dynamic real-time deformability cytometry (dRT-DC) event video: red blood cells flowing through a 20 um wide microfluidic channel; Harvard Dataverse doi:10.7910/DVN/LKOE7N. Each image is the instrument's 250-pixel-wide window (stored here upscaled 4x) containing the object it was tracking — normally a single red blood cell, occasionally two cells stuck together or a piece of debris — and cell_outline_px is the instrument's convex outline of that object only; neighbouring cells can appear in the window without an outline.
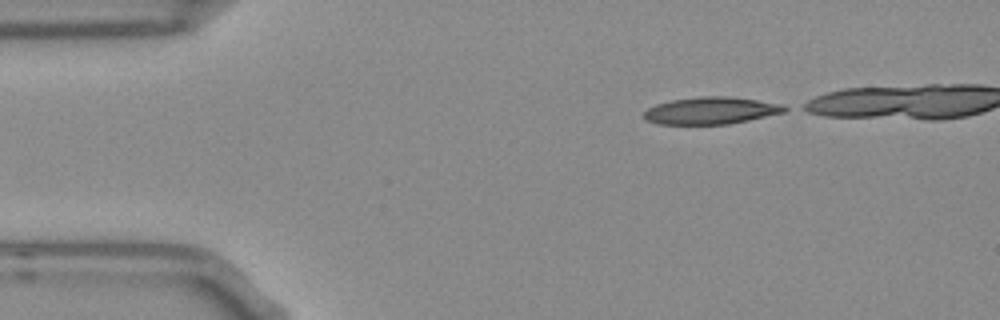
{"species": "Egyptian fruit bat (a non-hibernating species)", "species_latin": "Rousettus aegyptiacus", "temperature_condition": "room temperature", "stored_images_in_passage": 37, "camera_frame_rate_fps": 3000, "um_per_image_px": 0.085, "frame": {"image": 1, "passage_image": 1, "time_ms": 0.0, "image_size_px": [1000, 320], "cell_outline_px": [[792, 108], [784, 112], [748, 120], [728, 124], [656, 124], [644, 120], [644, 112], [648, 108], [656, 104], [672, 100], [700, 96], [728, 96], [784, 104]], "centroid_in_image_um": [60.44, 9.4], "position_along_channel_um": 24.6, "area_um2": 22.31}}
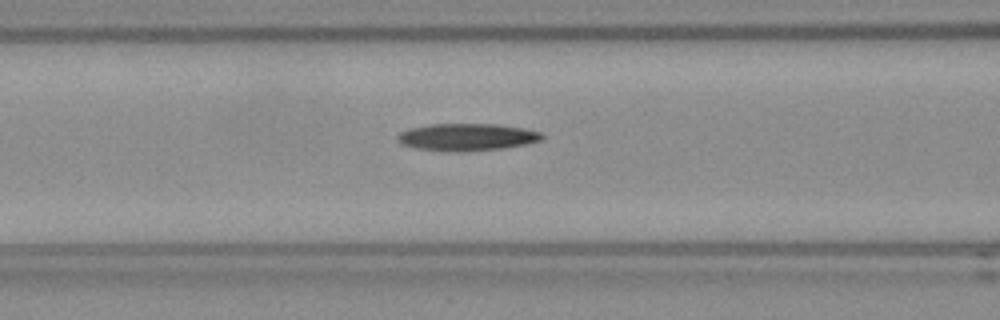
{"frame": {"image": 2, "passage_image": 14, "time_ms": 4.333, "image_size_px": [1000, 320], "cell_outline_px": [[544, 136], [540, 140], [528, 144], [504, 148], [464, 152], [452, 152], [416, 148], [404, 144], [396, 140], [396, 136], [400, 132], [408, 128], [432, 124], [496, 124], [524, 128], [544, 132]], "centroid_in_image_um": [39.71, 11.65], "position_along_channel_um": 126.9, "area_um2": 23.18}}
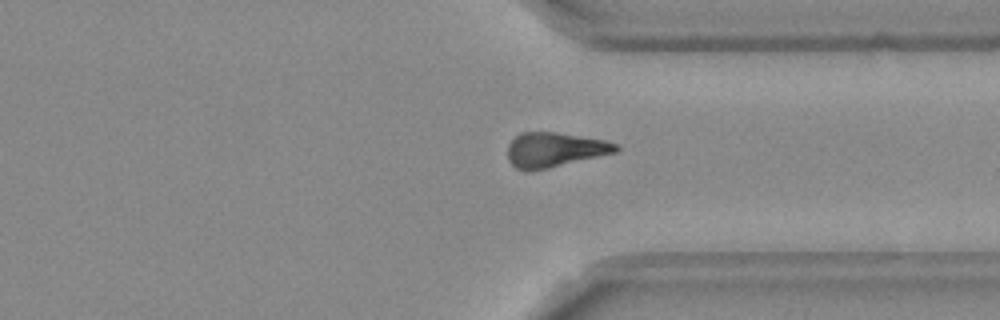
{"frame": {"image": 3, "passage_image": 33, "time_ms": 10.667, "image_size_px": [1000, 320], "cell_outline_px": [[620, 148], [616, 152], [532, 172], [524, 172], [516, 168], [508, 160], [508, 144], [520, 132], [556, 132], [604, 140], [616, 144]], "centroid_in_image_um": [47.09, 12.74], "position_along_channel_um": 364.3, "area_um2": 21.91}}